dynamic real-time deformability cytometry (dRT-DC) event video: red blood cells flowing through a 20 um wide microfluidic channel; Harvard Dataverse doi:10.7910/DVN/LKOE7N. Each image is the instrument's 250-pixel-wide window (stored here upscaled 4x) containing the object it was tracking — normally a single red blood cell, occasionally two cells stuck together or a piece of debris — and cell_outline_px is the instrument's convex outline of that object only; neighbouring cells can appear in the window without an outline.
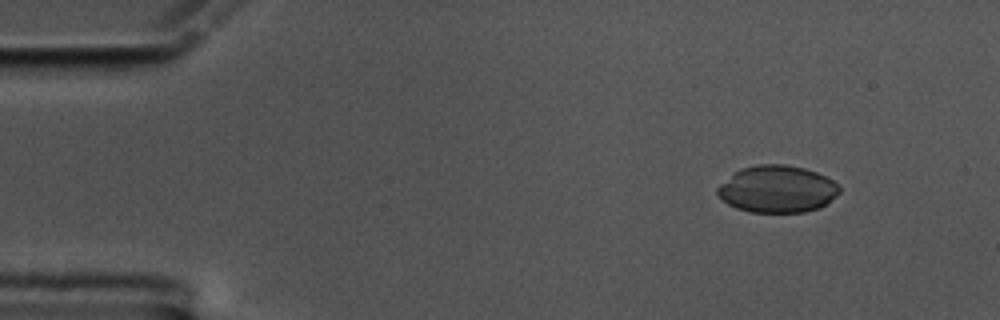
{"species": "common noctule bat (a hibernating species)", "species_latin": "Nyctalus noctula", "temperature_condition": "cold", "stored_images_in_passage": 57, "camera_frame_rate_fps": 3000, "um_per_image_px": 0.085, "animal": {"sex": "male", "body_mass_g": 17.5, "forearm_length_mm": 52.3}, "frame": {"image": 1, "passage_image": 6, "time_ms": 1.667, "image_size_px": [1000, 320], "cell_outline_px": [[840, 192], [836, 196], [820, 208], [804, 212], [752, 212], [736, 208], [728, 204], [716, 192], [716, 188], [720, 184], [740, 168], [756, 164], [784, 164], [804, 168], [816, 172], [832, 180], [840, 188]], "centroid_in_image_um": [66.06, 16.07], "position_along_channel_um": 18.9, "area_um2": 33.35}}